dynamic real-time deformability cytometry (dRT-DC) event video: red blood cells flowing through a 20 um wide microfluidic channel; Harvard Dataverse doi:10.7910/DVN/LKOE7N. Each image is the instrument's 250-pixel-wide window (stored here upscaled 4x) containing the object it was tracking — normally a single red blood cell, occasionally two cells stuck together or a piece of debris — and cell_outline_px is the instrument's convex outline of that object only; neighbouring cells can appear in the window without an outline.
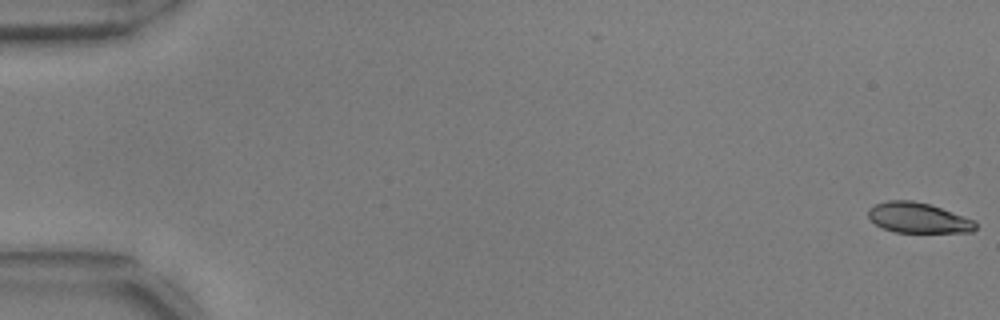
{"species": "common noctule bat (a hibernating species)", "species_latin": "Nyctalus noctula", "temperature_condition": "warm", "stored_images_in_passage": 37, "camera_frame_rate_fps": 3000, "um_per_image_px": 0.085, "animal": {"sex": "male", "body_mass_g": 17.9, "forearm_length_mm": 54.2}, "frame": {"image": 1, "passage_image": 1, "time_ms": 0.0, "image_size_px": [1000, 320], "cell_outline_px": [[976, 228], [972, 232], [896, 232], [884, 228], [876, 224], [868, 216], [868, 208], [876, 204], [888, 200], [912, 200], [928, 204], [976, 220]], "centroid_in_image_um": [78.05, 18.51], "position_along_channel_um": 6.9, "area_um2": 18.79}}
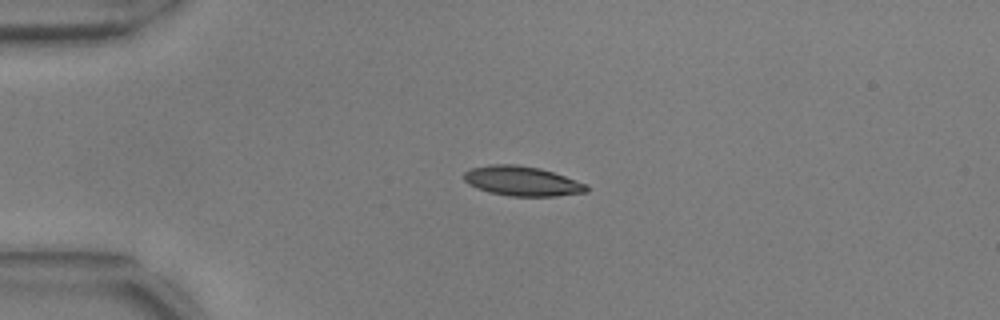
{"frame": {"image": 2, "passage_image": 14, "time_ms": 4.333, "image_size_px": [1000, 320], "cell_outline_px": [[588, 192], [556, 196], [508, 196], [488, 192], [476, 188], [468, 184], [464, 180], [464, 172], [468, 168], [488, 164], [516, 164], [540, 168], [588, 184]], "centroid_in_image_um": [44.34, 15.39], "position_along_channel_um": 40.7, "area_um2": 21.44}}
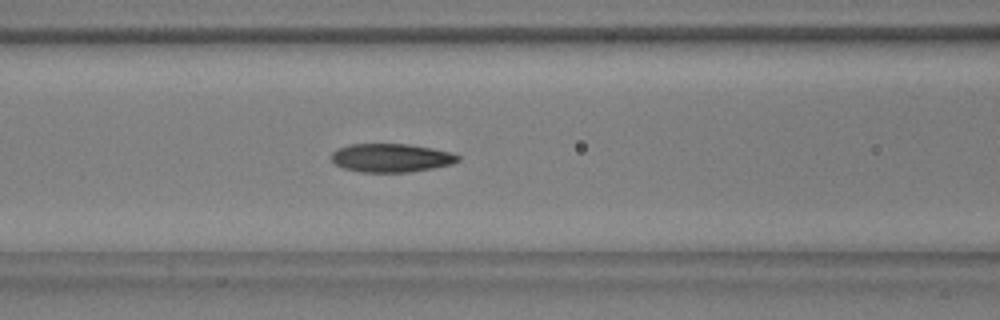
{"frame": {"image": 3, "passage_image": 24, "time_ms": 7.667, "image_size_px": [1000, 320], "cell_outline_px": [[460, 160], [452, 164], [432, 168], [408, 172], [360, 172], [344, 168], [336, 164], [332, 160], [332, 152], [348, 144], [408, 144], [432, 148], [452, 152], [460, 156]], "centroid_in_image_um": [33.27, 13.41], "position_along_channel_um": 133.3, "area_um2": 20.98}}